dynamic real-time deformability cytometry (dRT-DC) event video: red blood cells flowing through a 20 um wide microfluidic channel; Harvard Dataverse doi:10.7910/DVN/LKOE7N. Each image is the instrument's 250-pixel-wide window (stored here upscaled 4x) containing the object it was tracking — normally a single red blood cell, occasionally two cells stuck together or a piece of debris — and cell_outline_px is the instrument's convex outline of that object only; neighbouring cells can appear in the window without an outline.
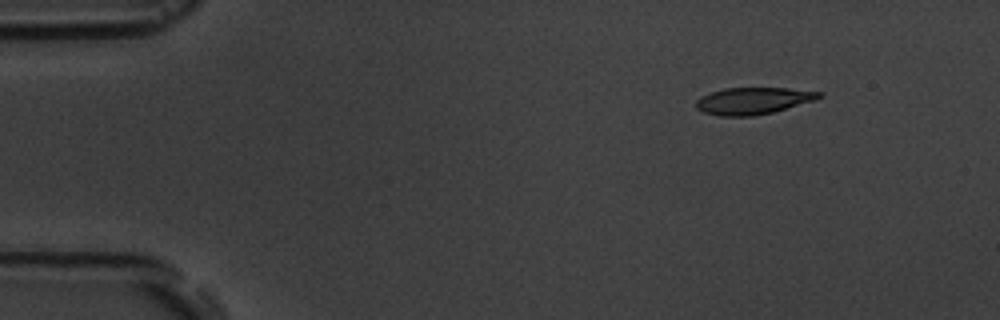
{"species": "common noctule bat (a hibernating species)", "species_latin": "Nyctalus noctula", "temperature_condition": "room temperature", "stored_images_in_passage": 5, "segment_of_instrument_passage": [2, 2], "camera_frame_rate_fps": 3000, "um_per_image_px": 0.085, "animal": {"sex": "male", "body_mass_g": 19.5, "forearm_length_mm": 54.6}, "frame": {"image": 1, "passage_image": 5, "time_ms": 6.333, "image_size_px": [1000, 320], "cell_outline_px": [[824, 96], [816, 100], [772, 112], [752, 116], [720, 116], [704, 112], [696, 108], [696, 100], [700, 96], [724, 88], [788, 88], [824, 92]], "centroid_in_image_um": [64.04, 8.56], "position_along_channel_um": 21.0, "area_um2": 19.31}}